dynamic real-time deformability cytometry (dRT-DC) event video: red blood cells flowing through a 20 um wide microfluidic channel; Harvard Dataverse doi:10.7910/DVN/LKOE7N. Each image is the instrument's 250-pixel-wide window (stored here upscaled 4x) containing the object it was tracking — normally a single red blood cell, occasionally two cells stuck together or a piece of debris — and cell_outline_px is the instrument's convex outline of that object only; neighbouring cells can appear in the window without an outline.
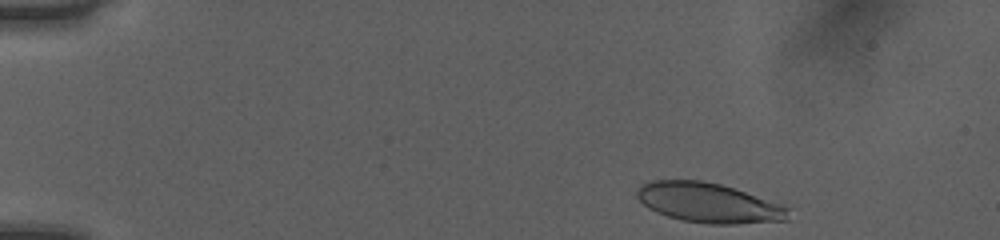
{"species": "human", "species_latin": "Homo sapiens", "temperature_condition": "room temperature", "stored_images_in_passage": 42, "camera_frame_rate_fps": 3000, "um_per_image_px": 0.085, "donor": {"sex": "female"}, "frame": {"image": 1, "passage_image": 1, "time_ms": 0.0, "image_size_px": [1000, 240], "cell_outline_px": [[788, 220], [736, 224], [708, 224], [680, 220], [656, 212], [648, 208], [636, 196], [636, 188], [640, 184], [652, 180], [700, 180], [720, 184], [780, 204], [788, 208]], "centroid_in_image_um": [60.16, 17.24], "position_along_channel_um": 24.8, "area_um2": 34.85}}
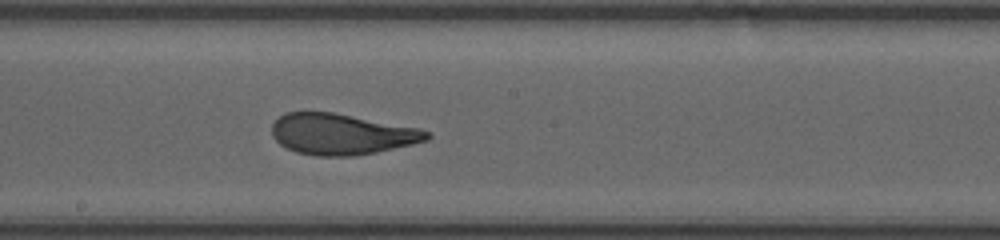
{"frame": {"image": 2, "passage_image": 23, "time_ms": 7.333, "image_size_px": [1000, 240], "cell_outline_px": [[432, 136], [428, 140], [412, 144], [376, 152], [356, 156], [316, 156], [296, 152], [280, 144], [272, 136], [272, 124], [280, 116], [288, 112], [332, 112], [420, 128], [428, 132]], "centroid_in_image_um": [29.04, 11.41], "position_along_channel_um": 219.2, "area_um2": 36.88}}
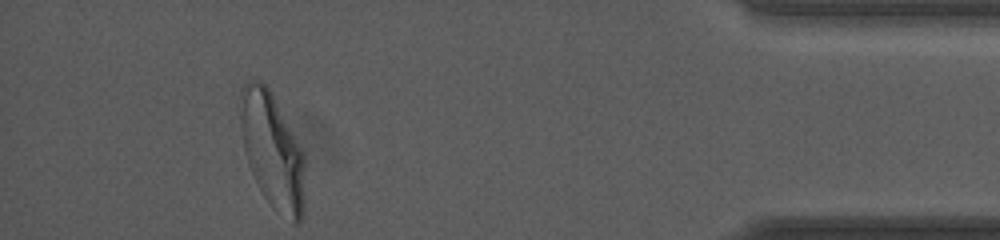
{"frame": {"image": 3, "passage_image": 41, "time_ms": 13.333, "image_size_px": [1000, 240], "cell_outline_px": [[304, 208], [300, 224], [292, 224], [272, 208], [264, 196], [248, 164], [244, 148], [240, 124], [240, 88], [248, 80], [256, 80], [264, 84], [272, 92], [304, 152]], "centroid_in_image_um": [23.16, 12.83], "position_along_channel_um": 412.0, "area_um2": 43.81}, "authors_computed_cell_mechanics": {"area_um2": 37.4544, "velocity_mm_per_s": 4.0294, "shape_relaxation_time_tau1_ms": 4.3809, "shape_relaxation_time_tau2_ms": 0.9788, "deformation_change_tau1": 0.1918, "deformation_change_tau2": 0.0861}}